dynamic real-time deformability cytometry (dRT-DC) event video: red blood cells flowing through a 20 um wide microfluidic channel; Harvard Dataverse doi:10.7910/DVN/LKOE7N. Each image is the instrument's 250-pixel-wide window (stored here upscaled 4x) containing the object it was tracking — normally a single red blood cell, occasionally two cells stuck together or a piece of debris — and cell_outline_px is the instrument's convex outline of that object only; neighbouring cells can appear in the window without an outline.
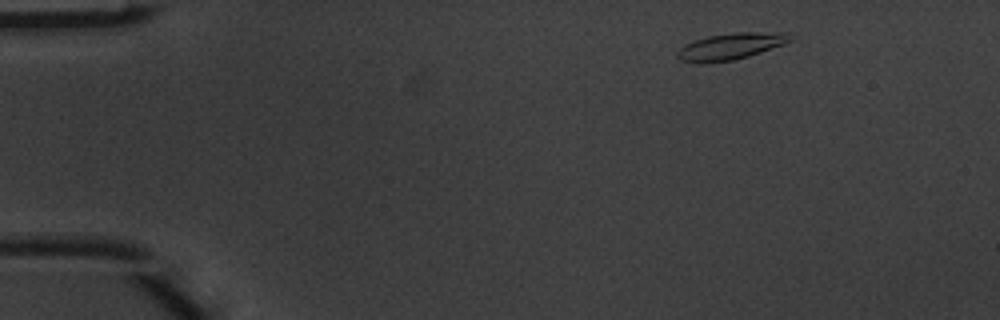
{"species": "common noctule bat (a hibernating species)", "species_latin": "Nyctalus noctula", "temperature_condition": "warm", "stored_images_in_passage": 4, "camera_frame_rate_fps": 3000, "um_per_image_px": 0.085, "animal": {"sex": "male", "body_mass_g": 20.1, "forearm_length_mm": 53.5}, "frame": {"image": 1, "passage_image": 1, "time_ms": 0.0, "image_size_px": [1000, 320], "cell_outline_px": [[792, 40], [784, 44], [748, 56], [732, 60], [680, 60], [676, 56], [676, 52], [684, 44], [708, 36], [732, 32], [792, 32]], "centroid_in_image_um": [62.21, 3.87], "position_along_channel_um": 22.8, "area_um2": 16.88}}